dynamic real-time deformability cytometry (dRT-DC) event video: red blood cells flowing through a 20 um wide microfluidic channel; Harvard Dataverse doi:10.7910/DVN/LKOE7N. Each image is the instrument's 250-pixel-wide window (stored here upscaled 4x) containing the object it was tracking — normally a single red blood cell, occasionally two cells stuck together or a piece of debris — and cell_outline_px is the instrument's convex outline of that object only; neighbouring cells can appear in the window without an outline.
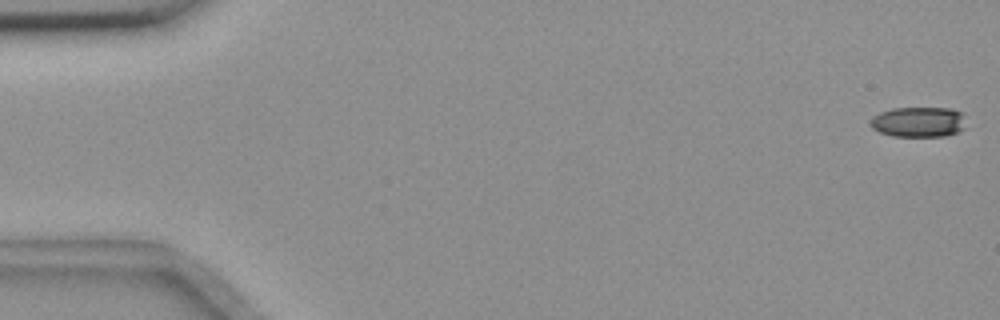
{"species": "common noctule bat (a hibernating species)", "species_latin": "Nyctalus noctula", "temperature_condition": "room temperature", "stored_images_in_passage": 13, "camera_frame_rate_fps": 3000, "um_per_image_px": 0.085, "animal": {"sex": "female", "body_mass_g": 18.4}, "frame": {"image": 1, "passage_image": 1, "time_ms": 0.0, "image_size_px": [1000, 320], "cell_outline_px": [[964, 128], [960, 132], [944, 136], [892, 136], [880, 132], [872, 128], [868, 124], [868, 120], [872, 116], [880, 112], [892, 108], [952, 108], [964, 112]], "centroid_in_image_um": [78.06, 10.36], "position_along_channel_um": 6.9, "area_um2": 17.22}}